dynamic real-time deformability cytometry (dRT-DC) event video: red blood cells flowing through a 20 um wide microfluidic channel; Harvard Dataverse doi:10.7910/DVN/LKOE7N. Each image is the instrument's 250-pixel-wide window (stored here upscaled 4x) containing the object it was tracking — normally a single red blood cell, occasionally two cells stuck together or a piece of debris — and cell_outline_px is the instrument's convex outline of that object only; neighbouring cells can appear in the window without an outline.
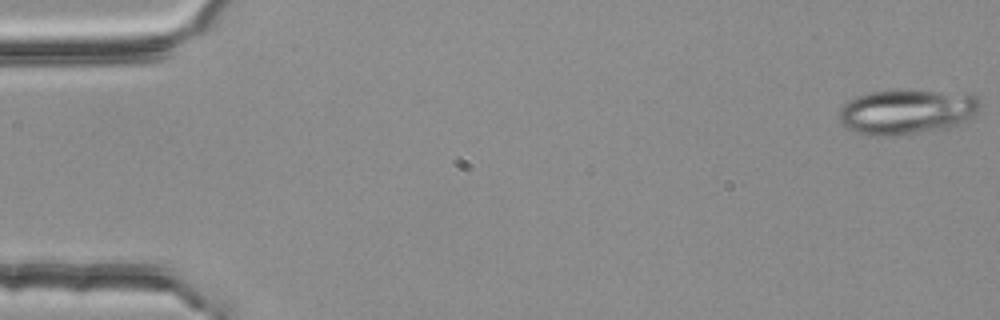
{"species": "common noctule bat (a hibernating species)", "species_latin": "Nyctalus noctula", "temperature_condition": "room temperature", "stored_images_in_passage": 54, "camera_frame_rate_fps": 3000, "um_per_image_px": 0.085, "animal": {"sex": "female", "body_mass_g": 25.1}, "frame": {"image": 1, "passage_image": 1, "time_ms": 0.0, "image_size_px": [1000, 320], "cell_outline_px": [[980, 104], [976, 112], [964, 124], [952, 128], [888, 136], [876, 136], [856, 132], [848, 128], [840, 120], [840, 112], [844, 104], [848, 100], [856, 96], [868, 92], [892, 88], [900, 88], [976, 96]], "centroid_in_image_um": [77.06, 9.48], "position_along_channel_um": 7.9, "area_um2": 37.17}}
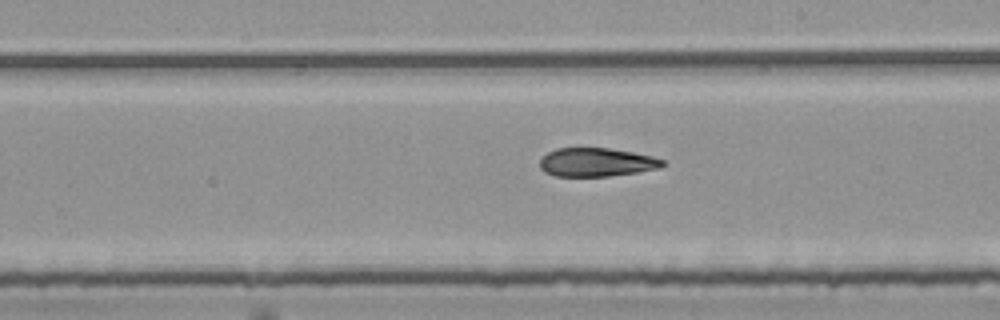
{"frame": {"image": 2, "passage_image": 31, "time_ms": 10.0, "image_size_px": [1000, 320], "cell_outline_px": [[664, 164], [660, 168], [636, 172], [608, 176], [556, 176], [544, 172], [540, 168], [540, 160], [548, 152], [556, 148], [608, 148], [632, 152], [652, 156], [664, 160]], "centroid_in_image_um": [50.69, 13.79], "position_along_channel_um": 238.3, "area_um2": 20.35}}
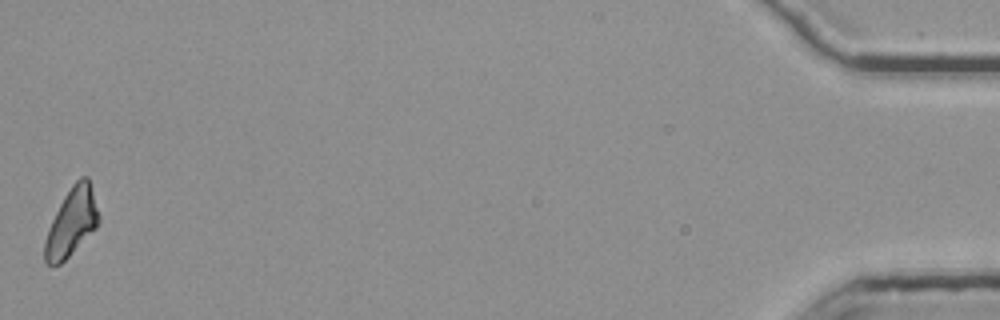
{"frame": {"image": 3, "passage_image": 54, "time_ms": 17.667, "image_size_px": [1000, 320], "cell_outline_px": [[100, 220], [96, 228], [60, 264], [48, 264], [44, 260], [44, 240], [48, 228], [64, 196], [72, 184], [80, 176], [88, 176], [100, 216]], "centroid_in_image_um": [6.09, 18.86], "position_along_channel_um": 429.1, "area_um2": 21.1}, "authors_computed_cell_mechanics": {"area_um2": 21.9062, "velocity_mm_per_s": 3.7787, "shape_relaxation_time_tau1_ms": 10.971, "shape_relaxation_time_tau2_ms": null, "deformation_change_tau1": 0.2468, "deformation_change_tau2": null}}